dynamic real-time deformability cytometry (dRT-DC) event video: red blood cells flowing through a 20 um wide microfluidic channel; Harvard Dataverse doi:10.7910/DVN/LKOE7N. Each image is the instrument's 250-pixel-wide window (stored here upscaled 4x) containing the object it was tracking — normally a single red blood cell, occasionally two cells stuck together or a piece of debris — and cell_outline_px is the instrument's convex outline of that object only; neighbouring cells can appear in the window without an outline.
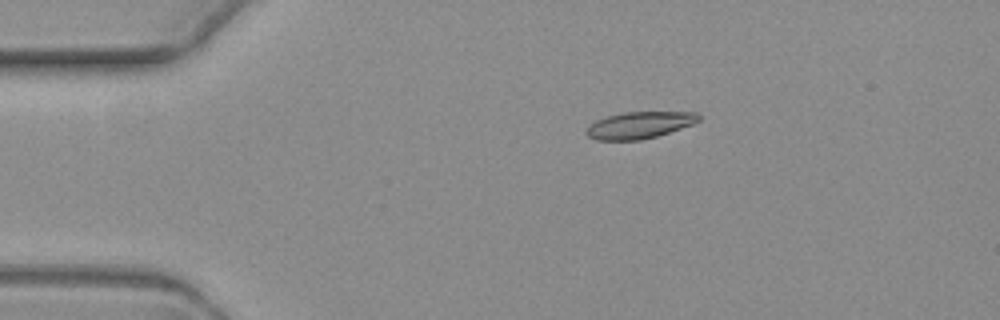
{"species": "common noctule bat (a hibernating species)", "species_latin": "Nyctalus noctula", "temperature_condition": "warm", "stored_images_in_passage": 5, "camera_frame_rate_fps": 3000, "um_per_image_px": 0.085, "animal": {"sex": "female", "body_mass_g": 19.3, "forearm_length_mm": 54.1}, "frame": {"image": 1, "passage_image": 5, "time_ms": 5.0, "image_size_px": [1000, 320], "cell_outline_px": [[700, 120], [692, 124], [656, 136], [640, 140], [596, 140], [588, 136], [584, 132], [596, 120], [608, 116], [624, 112], [696, 112], [700, 116]], "centroid_in_image_um": [54.34, 10.63], "position_along_channel_um": 30.7, "area_um2": 17.28}}